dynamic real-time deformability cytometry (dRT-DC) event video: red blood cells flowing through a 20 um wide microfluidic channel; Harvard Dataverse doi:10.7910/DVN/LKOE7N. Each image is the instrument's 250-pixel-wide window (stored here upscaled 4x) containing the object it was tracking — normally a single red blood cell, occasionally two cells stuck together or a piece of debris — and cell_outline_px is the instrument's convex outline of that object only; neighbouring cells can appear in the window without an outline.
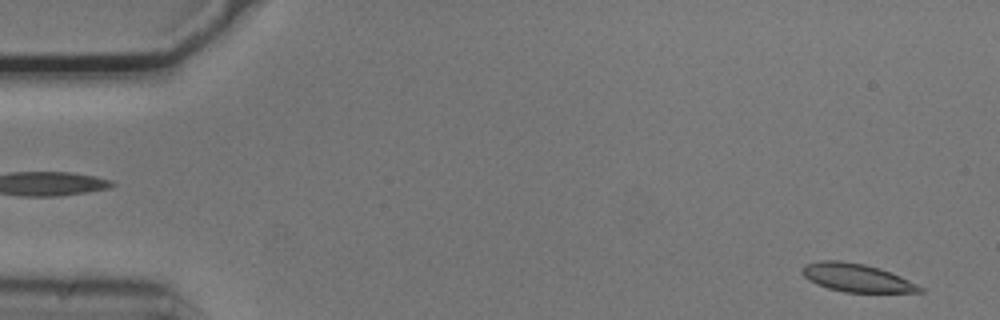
{"species": "common noctule bat (a hibernating species)", "species_latin": "Nyctalus noctula", "temperature_condition": "cold", "stored_images_in_passage": 8, "camera_frame_rate_fps": 3000, "um_per_image_px": 0.085, "animal": {"sex": "male", "body_mass_g": 20.5, "forearm_length_mm": 52.5}, "frame": {"image": 1, "passage_image": 2, "time_ms": 0.333, "image_size_px": [1000, 320], "cell_outline_px": [[924, 292], [844, 292], [828, 288], [816, 284], [804, 276], [800, 268], [804, 264], [820, 260], [840, 260], [864, 264], [880, 268], [900, 276], [924, 288]], "centroid_in_image_um": [72.78, 23.6], "position_along_channel_um": 12.2, "area_um2": 19.31}}